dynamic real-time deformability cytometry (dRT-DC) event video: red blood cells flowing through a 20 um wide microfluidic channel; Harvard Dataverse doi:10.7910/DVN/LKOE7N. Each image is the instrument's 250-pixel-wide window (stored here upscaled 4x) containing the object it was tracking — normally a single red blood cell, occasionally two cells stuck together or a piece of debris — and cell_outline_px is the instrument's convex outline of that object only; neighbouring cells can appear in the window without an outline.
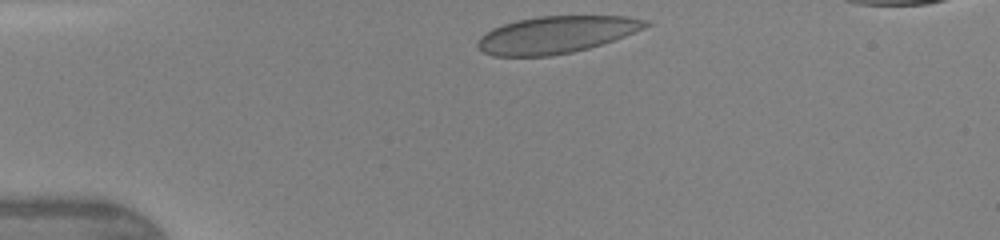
{"species": "human", "species_latin": "Homo sapiens", "temperature_condition": "warm", "stored_images_in_passage": 38, "segment_of_instrument_passage": [1, 2], "camera_frame_rate_fps": 3000, "um_per_image_px": 0.085, "donor": {"sex": "female"}, "frame": {"image": 1, "passage_image": 1, "time_ms": 0.0, "image_size_px": [1000, 240], "cell_outline_px": [[652, 24], [644, 28], [624, 36], [588, 48], [572, 52], [552, 56], [492, 56], [476, 48], [476, 44], [480, 36], [492, 28], [504, 24], [520, 20], [540, 16], [628, 16], [652, 20]], "centroid_in_image_um": [47.28, 2.95], "position_along_channel_um": 37.7, "area_um2": 36.3}}
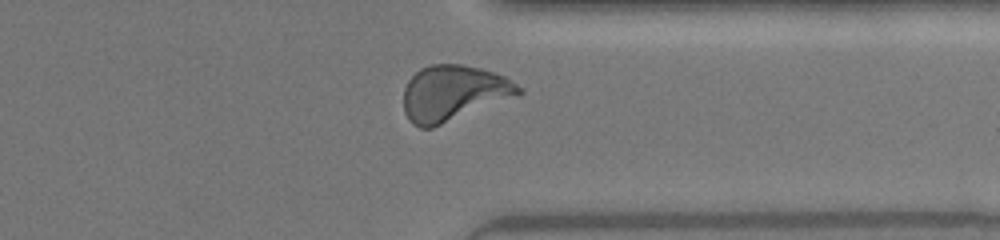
{"frame": {"image": 2, "passage_image": 27, "time_ms": 8.667, "image_size_px": [1000, 240], "cell_outline_px": [[524, 92], [516, 96], [432, 128], [420, 128], [412, 124], [408, 120], [404, 112], [404, 88], [408, 80], [420, 68], [432, 64], [464, 64], [480, 68], [504, 76], [524, 88]], "centroid_in_image_um": [38.53, 7.91], "position_along_channel_um": 372.9, "area_um2": 37.34}}
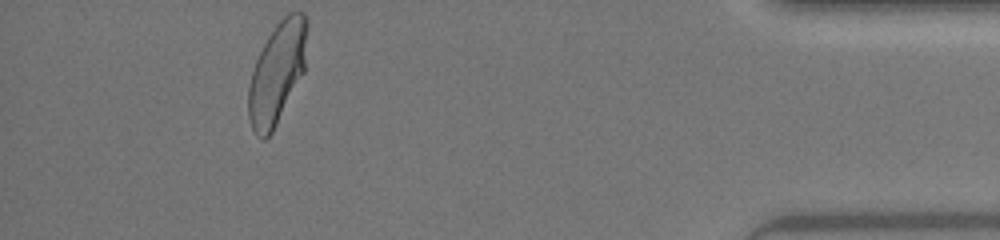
{"frame": {"image": 3, "passage_image": 33, "time_ms": 10.667, "image_size_px": [1000, 240], "cell_outline_px": [[308, 24], [304, 72], [272, 132], [264, 140], [256, 136], [252, 128], [248, 116], [248, 88], [252, 72], [256, 60], [268, 36], [276, 24], [288, 12], [304, 12], [308, 20]], "centroid_in_image_um": [23.56, 6.17], "position_along_channel_um": 411.6, "area_um2": 34.62}}